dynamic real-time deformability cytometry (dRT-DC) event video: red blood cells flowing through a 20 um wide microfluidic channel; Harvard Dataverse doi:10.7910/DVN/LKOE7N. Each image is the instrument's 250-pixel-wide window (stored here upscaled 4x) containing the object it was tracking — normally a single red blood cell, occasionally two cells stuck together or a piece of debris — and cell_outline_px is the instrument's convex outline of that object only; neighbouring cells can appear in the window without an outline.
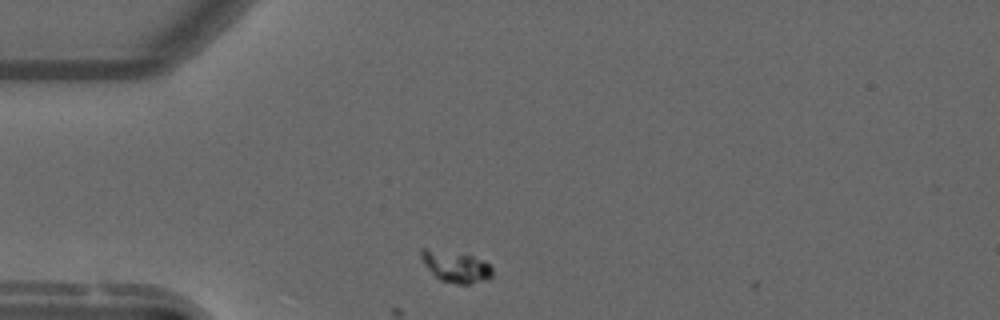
{"species": "common noctule bat (a hibernating species)", "species_latin": "Nyctalus noctula", "temperature_condition": "warm", "stored_images_in_passage": 15, "camera_frame_rate_fps": 3000, "um_per_image_px": 0.085, "animal": {"sex": "male", "forearm_length_mm": 52.5}, "frame": {"image": 1, "passage_image": 1, "time_ms": 0.0, "image_size_px": [1000, 320], "cell_outline_px": [[492, 276], [488, 280], [468, 284], [456, 284], [440, 280], [424, 264], [420, 256], [420, 248], [428, 248], [472, 256], [484, 260], [492, 268]], "centroid_in_image_um": [38.74, 22.67], "position_along_channel_um": 46.3, "area_um2": 12.89}}
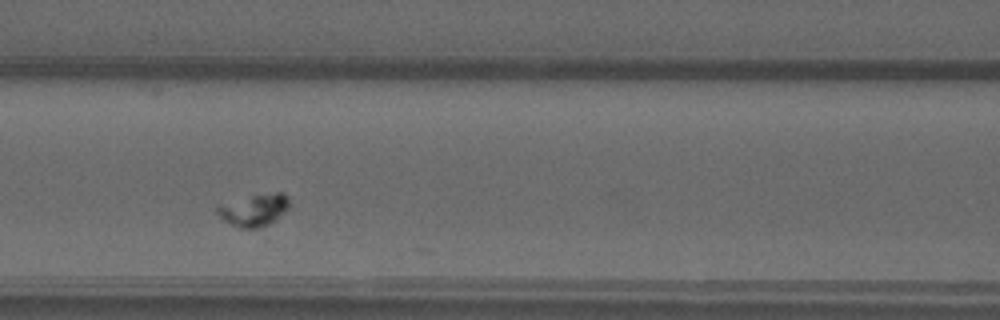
{"frame": {"image": 2, "passage_image": 11, "time_ms": 3.333, "image_size_px": [1000, 320], "cell_outline_px": [[288, 208], [276, 220], [268, 224], [256, 228], [240, 228], [224, 220], [216, 212], [216, 208], [220, 204], [252, 196], [276, 192], [284, 192], [288, 196]], "centroid_in_image_um": [21.61, 17.85], "position_along_channel_um": 145.0, "area_um2": 13.18}}
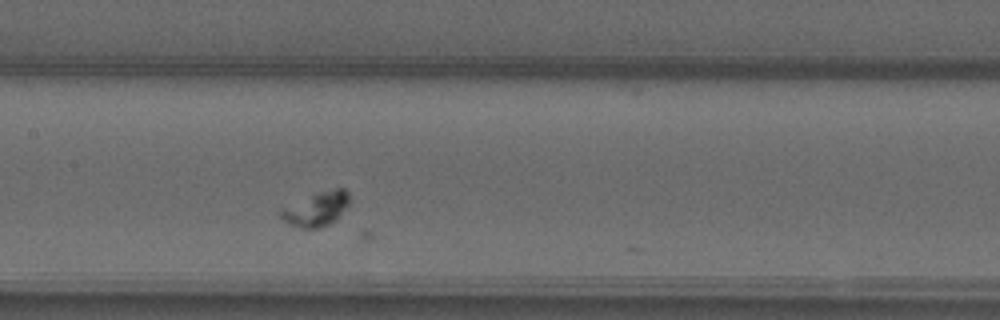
{"frame": {"image": 3, "passage_image": 14, "time_ms": 4.333, "image_size_px": [1000, 320], "cell_outline_px": [[352, 200], [336, 220], [320, 228], [300, 228], [284, 220], [280, 216], [280, 208], [316, 192], [336, 188], [344, 188], [348, 192]], "centroid_in_image_um": [26.93, 17.74], "position_along_channel_um": 180.5, "area_um2": 13.81}}